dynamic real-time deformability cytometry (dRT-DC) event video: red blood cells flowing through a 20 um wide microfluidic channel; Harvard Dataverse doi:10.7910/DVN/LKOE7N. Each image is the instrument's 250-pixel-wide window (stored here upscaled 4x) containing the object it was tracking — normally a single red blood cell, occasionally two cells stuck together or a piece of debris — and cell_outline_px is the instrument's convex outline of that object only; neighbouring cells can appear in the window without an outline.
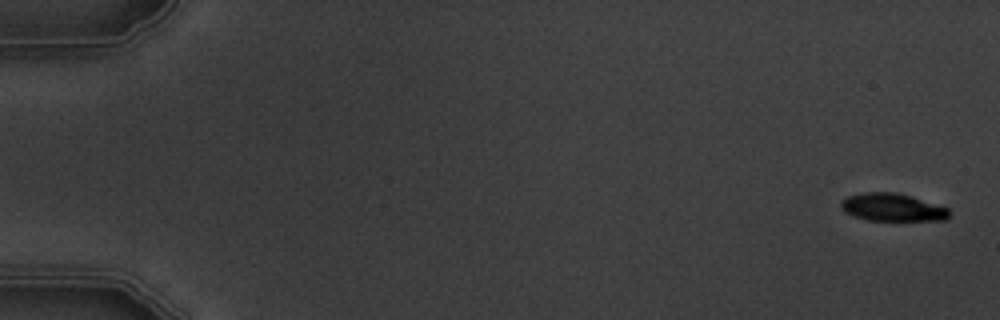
{"species": "common noctule bat (a hibernating species)", "species_latin": "Nyctalus noctula", "temperature_condition": "warm", "stored_images_in_passage": 10, "camera_frame_rate_fps": 3000, "um_per_image_px": 0.085, "animal": {"sex": "male", "body_mass_g": 19.5, "forearm_length_mm": 54.6}, "frame": {"image": 1, "passage_image": 1, "time_ms": 0.0, "image_size_px": [1000, 320], "cell_outline_px": [[948, 220], [868, 220], [852, 216], [844, 212], [840, 208], [840, 204], [848, 196], [864, 192], [896, 192], [912, 196], [948, 208]], "centroid_in_image_um": [75.83, 17.62], "position_along_channel_um": 9.2, "area_um2": 17.46}}
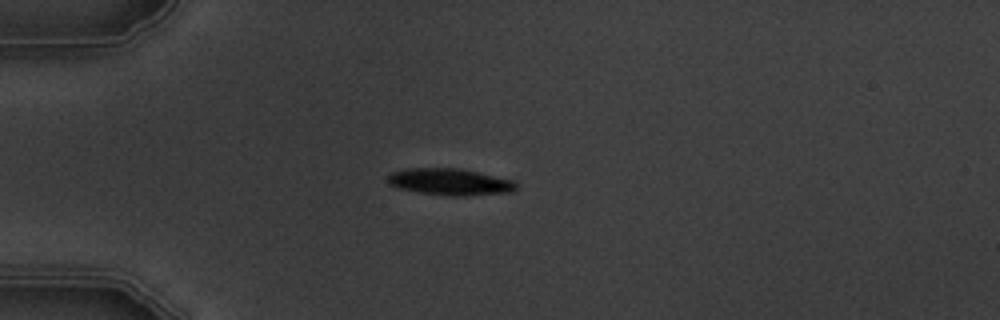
{"frame": {"image": 2, "passage_image": 5, "time_ms": 4.667, "image_size_px": [1000, 320], "cell_outline_px": [[516, 188], [512, 192], [464, 196], [448, 196], [420, 192], [400, 188], [388, 184], [388, 176], [392, 172], [408, 168], [460, 168], [512, 180], [516, 184]], "centroid_in_image_um": [38.24, 15.46], "position_along_channel_um": 46.8, "area_um2": 19.83}}
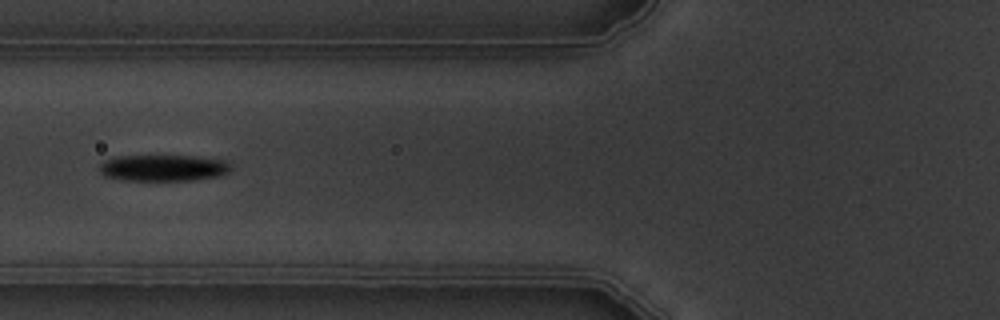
{"frame": {"image": 3, "passage_image": 7, "time_ms": 7.0, "image_size_px": [1000, 320], "cell_outline_px": [[232, 164], [228, 172], [216, 176], [188, 180], [128, 180], [104, 176], [100, 172], [100, 164], [104, 160], [116, 156], [192, 156], [224, 160]], "centroid_in_image_um": [13.85, 14.26], "position_along_channel_um": 111.9, "area_um2": 19.94}}